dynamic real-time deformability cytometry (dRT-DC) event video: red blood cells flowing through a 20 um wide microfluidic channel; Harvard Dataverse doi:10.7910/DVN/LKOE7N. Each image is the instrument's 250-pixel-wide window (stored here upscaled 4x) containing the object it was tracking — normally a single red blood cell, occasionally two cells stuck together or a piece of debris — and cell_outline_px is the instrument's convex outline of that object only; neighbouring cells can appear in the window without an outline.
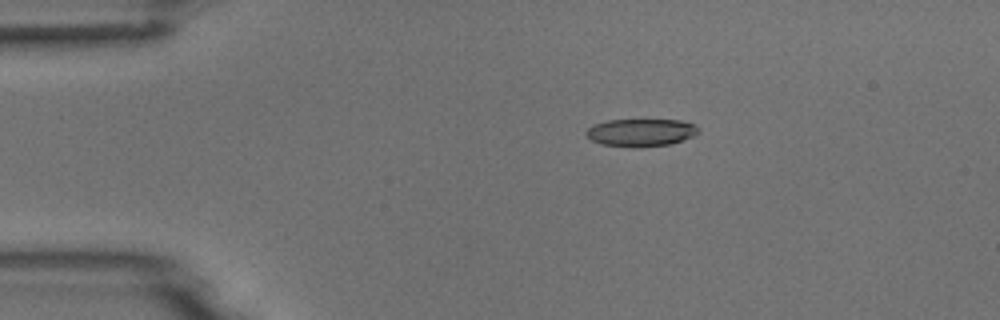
{"species": "common noctule bat (a hibernating species)", "species_latin": "Nyctalus noctula", "temperature_condition": "room temperature", "stored_images_in_passage": 4, "camera_frame_rate_fps": 3000, "um_per_image_px": 0.085, "animal": {"sex": "male", "body_mass_g": 18.8}, "frame": {"image": 1, "passage_image": 1, "time_ms": 0.0, "image_size_px": [1000, 320], "cell_outline_px": [[700, 132], [692, 136], [672, 144], [636, 148], [632, 148], [600, 144], [592, 140], [584, 132], [592, 124], [608, 120], [680, 120], [696, 124], [700, 128]], "centroid_in_image_um": [54.48, 11.27], "position_along_channel_um": 30.5, "area_um2": 18.38}}
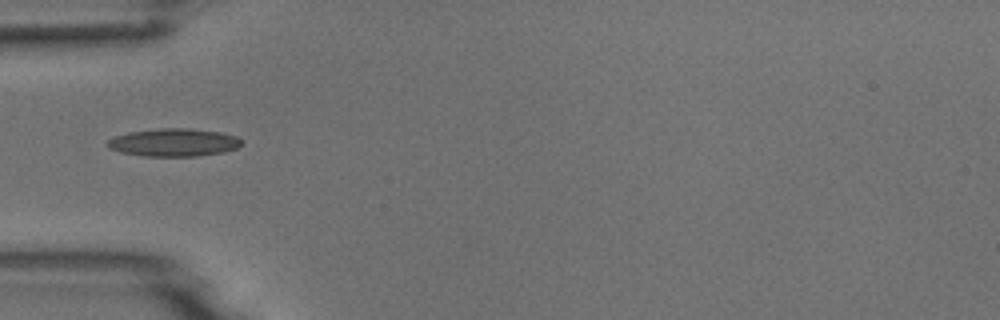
{"frame": {"image": 2, "passage_image": 3, "time_ms": 2.333, "image_size_px": [1000, 320], "cell_outline_px": [[240, 144], [236, 148], [224, 152], [196, 156], [144, 156], [120, 152], [108, 148], [104, 144], [108, 140], [116, 136], [128, 132], [160, 128], [188, 128], [220, 132], [236, 136], [240, 140]], "centroid_in_image_um": [14.72, 12.11], "position_along_channel_um": 70.3, "area_um2": 21.73}}